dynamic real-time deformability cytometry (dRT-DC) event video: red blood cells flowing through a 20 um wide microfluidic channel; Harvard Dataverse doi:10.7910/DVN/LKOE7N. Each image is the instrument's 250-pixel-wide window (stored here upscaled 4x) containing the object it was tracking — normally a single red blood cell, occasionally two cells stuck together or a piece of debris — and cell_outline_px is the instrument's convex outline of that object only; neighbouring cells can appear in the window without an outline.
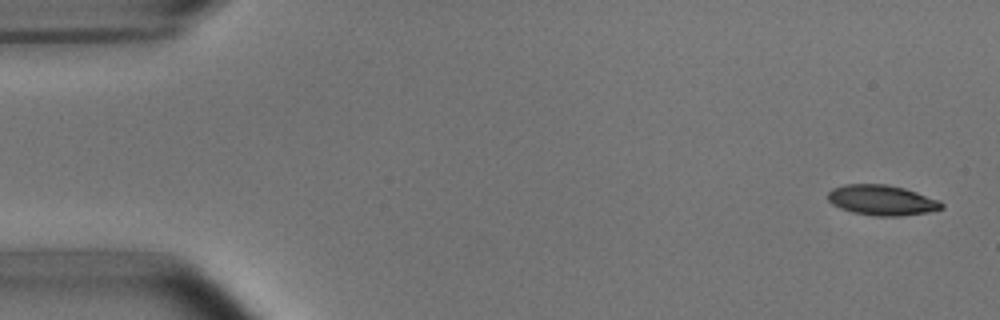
{"species": "common noctule bat (a hibernating species)", "species_latin": "Nyctalus noctula", "temperature_condition": "room temperature", "stored_images_in_passage": 8, "camera_frame_rate_fps": 3000, "um_per_image_px": 0.085, "animal": {"sex": "male", "body_mass_g": 15.6}, "frame": {"image": 1, "passage_image": 2, "time_ms": 0.333, "image_size_px": [1000, 320], "cell_outline_px": [[944, 208], [928, 212], [900, 216], [872, 216], [852, 212], [840, 208], [832, 204], [828, 200], [828, 192], [832, 188], [844, 184], [888, 184], [904, 188], [940, 200], [944, 204]], "centroid_in_image_um": [74.96, 17.01], "position_along_channel_um": 10.0, "area_um2": 20.23}}